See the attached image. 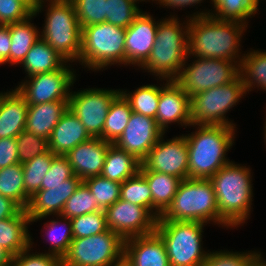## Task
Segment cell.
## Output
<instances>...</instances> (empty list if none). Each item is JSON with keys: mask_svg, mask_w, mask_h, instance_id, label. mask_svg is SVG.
I'll use <instances>...</instances> for the list:
<instances>
[{"mask_svg": "<svg viewBox=\"0 0 266 266\" xmlns=\"http://www.w3.org/2000/svg\"><path fill=\"white\" fill-rule=\"evenodd\" d=\"M141 166L133 154L127 153L111 144L108 148L101 176L119 183L135 176Z\"/></svg>", "mask_w": 266, "mask_h": 266, "instance_id": "29", "label": "cell"}, {"mask_svg": "<svg viewBox=\"0 0 266 266\" xmlns=\"http://www.w3.org/2000/svg\"><path fill=\"white\" fill-rule=\"evenodd\" d=\"M125 38L126 28L107 22L83 27L79 63L95 72L116 64L126 66Z\"/></svg>", "mask_w": 266, "mask_h": 266, "instance_id": "7", "label": "cell"}, {"mask_svg": "<svg viewBox=\"0 0 266 266\" xmlns=\"http://www.w3.org/2000/svg\"><path fill=\"white\" fill-rule=\"evenodd\" d=\"M20 210L21 208L15 202L0 194V220L13 217Z\"/></svg>", "mask_w": 266, "mask_h": 266, "instance_id": "50", "label": "cell"}, {"mask_svg": "<svg viewBox=\"0 0 266 266\" xmlns=\"http://www.w3.org/2000/svg\"><path fill=\"white\" fill-rule=\"evenodd\" d=\"M100 210L103 209L97 204L87 185L82 182L73 195L66 201L60 215L72 219Z\"/></svg>", "mask_w": 266, "mask_h": 266, "instance_id": "38", "label": "cell"}, {"mask_svg": "<svg viewBox=\"0 0 266 266\" xmlns=\"http://www.w3.org/2000/svg\"><path fill=\"white\" fill-rule=\"evenodd\" d=\"M68 63V65H67ZM67 65V66H66ZM70 63L66 62L56 71L36 74L27 77L17 85L16 90L24 97L28 105L48 103L53 101H68L70 87L76 79L74 68L70 69Z\"/></svg>", "mask_w": 266, "mask_h": 266, "instance_id": "12", "label": "cell"}, {"mask_svg": "<svg viewBox=\"0 0 266 266\" xmlns=\"http://www.w3.org/2000/svg\"><path fill=\"white\" fill-rule=\"evenodd\" d=\"M160 85V97L155 121L166 133L169 124L191 126L190 97L175 80H167Z\"/></svg>", "mask_w": 266, "mask_h": 266, "instance_id": "18", "label": "cell"}, {"mask_svg": "<svg viewBox=\"0 0 266 266\" xmlns=\"http://www.w3.org/2000/svg\"><path fill=\"white\" fill-rule=\"evenodd\" d=\"M83 181L73 175L70 178V185L48 186V189L39 190L30 197L27 208L25 209L31 225L49 215H60L66 201L73 195Z\"/></svg>", "mask_w": 266, "mask_h": 266, "instance_id": "20", "label": "cell"}, {"mask_svg": "<svg viewBox=\"0 0 266 266\" xmlns=\"http://www.w3.org/2000/svg\"><path fill=\"white\" fill-rule=\"evenodd\" d=\"M111 144L100 137H91L64 156L68 159L74 175L84 181L87 178L101 175Z\"/></svg>", "mask_w": 266, "mask_h": 266, "instance_id": "19", "label": "cell"}, {"mask_svg": "<svg viewBox=\"0 0 266 266\" xmlns=\"http://www.w3.org/2000/svg\"><path fill=\"white\" fill-rule=\"evenodd\" d=\"M45 23L40 38L54 48L67 62H78L82 29L70 0H41L34 11L37 16L45 4ZM49 2V3H48Z\"/></svg>", "mask_w": 266, "mask_h": 266, "instance_id": "5", "label": "cell"}, {"mask_svg": "<svg viewBox=\"0 0 266 266\" xmlns=\"http://www.w3.org/2000/svg\"><path fill=\"white\" fill-rule=\"evenodd\" d=\"M124 252V240L107 229L105 232L73 238L62 266H109Z\"/></svg>", "mask_w": 266, "mask_h": 266, "instance_id": "11", "label": "cell"}, {"mask_svg": "<svg viewBox=\"0 0 266 266\" xmlns=\"http://www.w3.org/2000/svg\"><path fill=\"white\" fill-rule=\"evenodd\" d=\"M261 258L262 253L259 251H209L201 266H254Z\"/></svg>", "mask_w": 266, "mask_h": 266, "instance_id": "40", "label": "cell"}, {"mask_svg": "<svg viewBox=\"0 0 266 266\" xmlns=\"http://www.w3.org/2000/svg\"><path fill=\"white\" fill-rule=\"evenodd\" d=\"M32 241L33 240L31 238V246H29L16 256H13V266H62V261L58 256L49 254L46 251L45 253L32 252L31 254L30 250L33 251V249L31 248L34 244Z\"/></svg>", "mask_w": 266, "mask_h": 266, "instance_id": "46", "label": "cell"}, {"mask_svg": "<svg viewBox=\"0 0 266 266\" xmlns=\"http://www.w3.org/2000/svg\"><path fill=\"white\" fill-rule=\"evenodd\" d=\"M11 42L9 25H0V65L10 64Z\"/></svg>", "mask_w": 266, "mask_h": 266, "instance_id": "49", "label": "cell"}, {"mask_svg": "<svg viewBox=\"0 0 266 266\" xmlns=\"http://www.w3.org/2000/svg\"><path fill=\"white\" fill-rule=\"evenodd\" d=\"M131 114L130 103L120 92L110 104L103 127V140L114 144L122 135Z\"/></svg>", "mask_w": 266, "mask_h": 266, "instance_id": "32", "label": "cell"}, {"mask_svg": "<svg viewBox=\"0 0 266 266\" xmlns=\"http://www.w3.org/2000/svg\"><path fill=\"white\" fill-rule=\"evenodd\" d=\"M16 138L0 139V169L19 163Z\"/></svg>", "mask_w": 266, "mask_h": 266, "instance_id": "48", "label": "cell"}, {"mask_svg": "<svg viewBox=\"0 0 266 266\" xmlns=\"http://www.w3.org/2000/svg\"><path fill=\"white\" fill-rule=\"evenodd\" d=\"M161 136L147 156L141 161L140 170L161 172L176 176L181 180L188 178V147L182 134L164 140Z\"/></svg>", "mask_w": 266, "mask_h": 266, "instance_id": "14", "label": "cell"}, {"mask_svg": "<svg viewBox=\"0 0 266 266\" xmlns=\"http://www.w3.org/2000/svg\"><path fill=\"white\" fill-rule=\"evenodd\" d=\"M71 220L73 238H85L105 232L106 214L104 210L74 217Z\"/></svg>", "mask_w": 266, "mask_h": 266, "instance_id": "42", "label": "cell"}, {"mask_svg": "<svg viewBox=\"0 0 266 266\" xmlns=\"http://www.w3.org/2000/svg\"><path fill=\"white\" fill-rule=\"evenodd\" d=\"M195 132L184 134L188 147V178L210 179L231 161L226 153L234 145L236 127L196 125Z\"/></svg>", "mask_w": 266, "mask_h": 266, "instance_id": "3", "label": "cell"}, {"mask_svg": "<svg viewBox=\"0 0 266 266\" xmlns=\"http://www.w3.org/2000/svg\"><path fill=\"white\" fill-rule=\"evenodd\" d=\"M56 156L50 150L22 164L25 193L30 198L41 188L42 180Z\"/></svg>", "mask_w": 266, "mask_h": 266, "instance_id": "36", "label": "cell"}, {"mask_svg": "<svg viewBox=\"0 0 266 266\" xmlns=\"http://www.w3.org/2000/svg\"><path fill=\"white\" fill-rule=\"evenodd\" d=\"M28 104L14 88L0 93V139L16 138L25 130Z\"/></svg>", "mask_w": 266, "mask_h": 266, "instance_id": "22", "label": "cell"}, {"mask_svg": "<svg viewBox=\"0 0 266 266\" xmlns=\"http://www.w3.org/2000/svg\"><path fill=\"white\" fill-rule=\"evenodd\" d=\"M120 92L129 101L133 112L153 119L156 118L160 97V86L147 84L140 86L132 93L129 91L127 93V90H121Z\"/></svg>", "mask_w": 266, "mask_h": 266, "instance_id": "35", "label": "cell"}, {"mask_svg": "<svg viewBox=\"0 0 266 266\" xmlns=\"http://www.w3.org/2000/svg\"><path fill=\"white\" fill-rule=\"evenodd\" d=\"M142 12L132 0H107L106 22L119 27L128 28Z\"/></svg>", "mask_w": 266, "mask_h": 266, "instance_id": "41", "label": "cell"}, {"mask_svg": "<svg viewBox=\"0 0 266 266\" xmlns=\"http://www.w3.org/2000/svg\"><path fill=\"white\" fill-rule=\"evenodd\" d=\"M75 8L81 29L106 22L107 0H70Z\"/></svg>", "mask_w": 266, "mask_h": 266, "instance_id": "43", "label": "cell"}, {"mask_svg": "<svg viewBox=\"0 0 266 266\" xmlns=\"http://www.w3.org/2000/svg\"><path fill=\"white\" fill-rule=\"evenodd\" d=\"M206 223L157 220L155 231L166 246L170 266H201L209 253L203 248Z\"/></svg>", "mask_w": 266, "mask_h": 266, "instance_id": "8", "label": "cell"}, {"mask_svg": "<svg viewBox=\"0 0 266 266\" xmlns=\"http://www.w3.org/2000/svg\"><path fill=\"white\" fill-rule=\"evenodd\" d=\"M55 217L57 220L50 219V221H47L48 223H44L45 234H47L48 238L47 242L49 241L50 243L47 253L56 255L62 260L73 240L72 225L71 220L67 217L61 215Z\"/></svg>", "mask_w": 266, "mask_h": 266, "instance_id": "34", "label": "cell"}, {"mask_svg": "<svg viewBox=\"0 0 266 266\" xmlns=\"http://www.w3.org/2000/svg\"><path fill=\"white\" fill-rule=\"evenodd\" d=\"M214 10L195 12L188 18L209 15L217 20L238 21L248 25V18H252L259 10L260 0H211ZM207 11V12H206ZM211 11V12H210ZM215 12V13H214ZM252 16V17H251Z\"/></svg>", "mask_w": 266, "mask_h": 266, "instance_id": "28", "label": "cell"}, {"mask_svg": "<svg viewBox=\"0 0 266 266\" xmlns=\"http://www.w3.org/2000/svg\"><path fill=\"white\" fill-rule=\"evenodd\" d=\"M124 252L134 266H170L166 246L156 231L124 240Z\"/></svg>", "mask_w": 266, "mask_h": 266, "instance_id": "21", "label": "cell"}, {"mask_svg": "<svg viewBox=\"0 0 266 266\" xmlns=\"http://www.w3.org/2000/svg\"><path fill=\"white\" fill-rule=\"evenodd\" d=\"M203 0H157V4L163 5L166 8L179 9L182 7L195 6L196 4H201ZM179 7V8H178Z\"/></svg>", "mask_w": 266, "mask_h": 266, "instance_id": "51", "label": "cell"}, {"mask_svg": "<svg viewBox=\"0 0 266 266\" xmlns=\"http://www.w3.org/2000/svg\"><path fill=\"white\" fill-rule=\"evenodd\" d=\"M67 61L42 38L36 41L24 60L20 63L26 72V77L36 74L56 71Z\"/></svg>", "mask_w": 266, "mask_h": 266, "instance_id": "27", "label": "cell"}, {"mask_svg": "<svg viewBox=\"0 0 266 266\" xmlns=\"http://www.w3.org/2000/svg\"><path fill=\"white\" fill-rule=\"evenodd\" d=\"M254 266H266V260L262 257Z\"/></svg>", "mask_w": 266, "mask_h": 266, "instance_id": "55", "label": "cell"}, {"mask_svg": "<svg viewBox=\"0 0 266 266\" xmlns=\"http://www.w3.org/2000/svg\"><path fill=\"white\" fill-rule=\"evenodd\" d=\"M239 75L246 92L249 93L256 87L266 91V51H252L251 49L250 52L243 54L239 65Z\"/></svg>", "mask_w": 266, "mask_h": 266, "instance_id": "31", "label": "cell"}, {"mask_svg": "<svg viewBox=\"0 0 266 266\" xmlns=\"http://www.w3.org/2000/svg\"><path fill=\"white\" fill-rule=\"evenodd\" d=\"M241 165L231 161L209 179L219 209V226L234 229L250 218L253 201L251 169Z\"/></svg>", "mask_w": 266, "mask_h": 266, "instance_id": "2", "label": "cell"}, {"mask_svg": "<svg viewBox=\"0 0 266 266\" xmlns=\"http://www.w3.org/2000/svg\"><path fill=\"white\" fill-rule=\"evenodd\" d=\"M109 266H134L132 260L123 252L117 259L109 264Z\"/></svg>", "mask_w": 266, "mask_h": 266, "instance_id": "52", "label": "cell"}, {"mask_svg": "<svg viewBox=\"0 0 266 266\" xmlns=\"http://www.w3.org/2000/svg\"><path fill=\"white\" fill-rule=\"evenodd\" d=\"M0 194L10 198L21 209L27 208L30 198L25 193L21 163L0 169Z\"/></svg>", "mask_w": 266, "mask_h": 266, "instance_id": "33", "label": "cell"}, {"mask_svg": "<svg viewBox=\"0 0 266 266\" xmlns=\"http://www.w3.org/2000/svg\"><path fill=\"white\" fill-rule=\"evenodd\" d=\"M163 134L155 119L132 111L127 126L114 144L142 161Z\"/></svg>", "mask_w": 266, "mask_h": 266, "instance_id": "16", "label": "cell"}, {"mask_svg": "<svg viewBox=\"0 0 266 266\" xmlns=\"http://www.w3.org/2000/svg\"><path fill=\"white\" fill-rule=\"evenodd\" d=\"M34 14L26 20L9 24L11 47H10V64H20L33 44L40 39V31L31 19Z\"/></svg>", "mask_w": 266, "mask_h": 266, "instance_id": "30", "label": "cell"}, {"mask_svg": "<svg viewBox=\"0 0 266 266\" xmlns=\"http://www.w3.org/2000/svg\"><path fill=\"white\" fill-rule=\"evenodd\" d=\"M33 12L20 0H0V25L26 20Z\"/></svg>", "mask_w": 266, "mask_h": 266, "instance_id": "47", "label": "cell"}, {"mask_svg": "<svg viewBox=\"0 0 266 266\" xmlns=\"http://www.w3.org/2000/svg\"><path fill=\"white\" fill-rule=\"evenodd\" d=\"M91 136L78 117L68 108L53 129L49 150L56 155H66L78 144L89 140Z\"/></svg>", "mask_w": 266, "mask_h": 266, "instance_id": "23", "label": "cell"}, {"mask_svg": "<svg viewBox=\"0 0 266 266\" xmlns=\"http://www.w3.org/2000/svg\"><path fill=\"white\" fill-rule=\"evenodd\" d=\"M30 224L31 220L23 209L13 217L0 220V246L12 256L31 246Z\"/></svg>", "mask_w": 266, "mask_h": 266, "instance_id": "25", "label": "cell"}, {"mask_svg": "<svg viewBox=\"0 0 266 266\" xmlns=\"http://www.w3.org/2000/svg\"><path fill=\"white\" fill-rule=\"evenodd\" d=\"M146 178L152 194V215L158 219L171 205L181 179L155 171L139 170Z\"/></svg>", "mask_w": 266, "mask_h": 266, "instance_id": "26", "label": "cell"}, {"mask_svg": "<svg viewBox=\"0 0 266 266\" xmlns=\"http://www.w3.org/2000/svg\"><path fill=\"white\" fill-rule=\"evenodd\" d=\"M20 1L23 2L34 13L37 6L40 4L41 0H20Z\"/></svg>", "mask_w": 266, "mask_h": 266, "instance_id": "54", "label": "cell"}, {"mask_svg": "<svg viewBox=\"0 0 266 266\" xmlns=\"http://www.w3.org/2000/svg\"><path fill=\"white\" fill-rule=\"evenodd\" d=\"M93 194L97 204L105 210L120 199L121 183L100 176H93L83 181Z\"/></svg>", "mask_w": 266, "mask_h": 266, "instance_id": "39", "label": "cell"}, {"mask_svg": "<svg viewBox=\"0 0 266 266\" xmlns=\"http://www.w3.org/2000/svg\"><path fill=\"white\" fill-rule=\"evenodd\" d=\"M13 256L0 246V266H7L12 263Z\"/></svg>", "mask_w": 266, "mask_h": 266, "instance_id": "53", "label": "cell"}, {"mask_svg": "<svg viewBox=\"0 0 266 266\" xmlns=\"http://www.w3.org/2000/svg\"><path fill=\"white\" fill-rule=\"evenodd\" d=\"M187 61L175 81L189 97L228 84L239 75V65L233 61L195 56L192 63Z\"/></svg>", "mask_w": 266, "mask_h": 266, "instance_id": "10", "label": "cell"}, {"mask_svg": "<svg viewBox=\"0 0 266 266\" xmlns=\"http://www.w3.org/2000/svg\"><path fill=\"white\" fill-rule=\"evenodd\" d=\"M121 89L86 88L70 92L68 108L84 125L91 137L103 139V127L113 99Z\"/></svg>", "mask_w": 266, "mask_h": 266, "instance_id": "13", "label": "cell"}, {"mask_svg": "<svg viewBox=\"0 0 266 266\" xmlns=\"http://www.w3.org/2000/svg\"><path fill=\"white\" fill-rule=\"evenodd\" d=\"M104 211L107 228L123 240L155 231L157 219L142 206L119 199Z\"/></svg>", "mask_w": 266, "mask_h": 266, "instance_id": "15", "label": "cell"}, {"mask_svg": "<svg viewBox=\"0 0 266 266\" xmlns=\"http://www.w3.org/2000/svg\"><path fill=\"white\" fill-rule=\"evenodd\" d=\"M246 27V24L238 21L217 20L209 15L190 18L189 57L228 60L240 65L243 55L239 46Z\"/></svg>", "mask_w": 266, "mask_h": 266, "instance_id": "1", "label": "cell"}, {"mask_svg": "<svg viewBox=\"0 0 266 266\" xmlns=\"http://www.w3.org/2000/svg\"><path fill=\"white\" fill-rule=\"evenodd\" d=\"M132 1H134V2L137 4V3H139V1H140V2H142V1L147 2V1H150V0H146V1H145V0H132ZM152 1H153V2H154V1L157 2V0H152Z\"/></svg>", "mask_w": 266, "mask_h": 266, "instance_id": "56", "label": "cell"}, {"mask_svg": "<svg viewBox=\"0 0 266 266\" xmlns=\"http://www.w3.org/2000/svg\"><path fill=\"white\" fill-rule=\"evenodd\" d=\"M177 15L158 20L155 43L147 61L140 67L145 72L162 80H175L185 63L188 54L187 21L180 23ZM184 25V26H183ZM162 79V80H161Z\"/></svg>", "mask_w": 266, "mask_h": 266, "instance_id": "4", "label": "cell"}, {"mask_svg": "<svg viewBox=\"0 0 266 266\" xmlns=\"http://www.w3.org/2000/svg\"><path fill=\"white\" fill-rule=\"evenodd\" d=\"M246 95L238 75L228 84L210 88L190 97L191 127L196 125H226L236 127L225 114Z\"/></svg>", "mask_w": 266, "mask_h": 266, "instance_id": "9", "label": "cell"}, {"mask_svg": "<svg viewBox=\"0 0 266 266\" xmlns=\"http://www.w3.org/2000/svg\"><path fill=\"white\" fill-rule=\"evenodd\" d=\"M157 220L194 221L219 226V209L209 179H183L171 205Z\"/></svg>", "mask_w": 266, "mask_h": 266, "instance_id": "6", "label": "cell"}, {"mask_svg": "<svg viewBox=\"0 0 266 266\" xmlns=\"http://www.w3.org/2000/svg\"><path fill=\"white\" fill-rule=\"evenodd\" d=\"M16 142L19 163L21 164L49 151L48 139L27 130L22 131L16 137Z\"/></svg>", "mask_w": 266, "mask_h": 266, "instance_id": "44", "label": "cell"}, {"mask_svg": "<svg viewBox=\"0 0 266 266\" xmlns=\"http://www.w3.org/2000/svg\"><path fill=\"white\" fill-rule=\"evenodd\" d=\"M265 120H266V119H265ZM264 123H265V124H264V125H265V126H264V128H265V129H264V136H265V137H264V141L266 142V121H265Z\"/></svg>", "mask_w": 266, "mask_h": 266, "instance_id": "57", "label": "cell"}, {"mask_svg": "<svg viewBox=\"0 0 266 266\" xmlns=\"http://www.w3.org/2000/svg\"><path fill=\"white\" fill-rule=\"evenodd\" d=\"M148 12L142 11L126 28V65L139 68L147 61L155 43L158 21Z\"/></svg>", "mask_w": 266, "mask_h": 266, "instance_id": "17", "label": "cell"}, {"mask_svg": "<svg viewBox=\"0 0 266 266\" xmlns=\"http://www.w3.org/2000/svg\"><path fill=\"white\" fill-rule=\"evenodd\" d=\"M120 199L142 206L152 214L151 190L140 172L121 183Z\"/></svg>", "mask_w": 266, "mask_h": 266, "instance_id": "37", "label": "cell"}, {"mask_svg": "<svg viewBox=\"0 0 266 266\" xmlns=\"http://www.w3.org/2000/svg\"><path fill=\"white\" fill-rule=\"evenodd\" d=\"M68 109V101L28 105L25 130L50 139L54 127Z\"/></svg>", "mask_w": 266, "mask_h": 266, "instance_id": "24", "label": "cell"}, {"mask_svg": "<svg viewBox=\"0 0 266 266\" xmlns=\"http://www.w3.org/2000/svg\"><path fill=\"white\" fill-rule=\"evenodd\" d=\"M73 175L68 159L64 155H56L52 159L49 171L42 180L40 190L48 189V186L70 185V178Z\"/></svg>", "mask_w": 266, "mask_h": 266, "instance_id": "45", "label": "cell"}]
</instances>
